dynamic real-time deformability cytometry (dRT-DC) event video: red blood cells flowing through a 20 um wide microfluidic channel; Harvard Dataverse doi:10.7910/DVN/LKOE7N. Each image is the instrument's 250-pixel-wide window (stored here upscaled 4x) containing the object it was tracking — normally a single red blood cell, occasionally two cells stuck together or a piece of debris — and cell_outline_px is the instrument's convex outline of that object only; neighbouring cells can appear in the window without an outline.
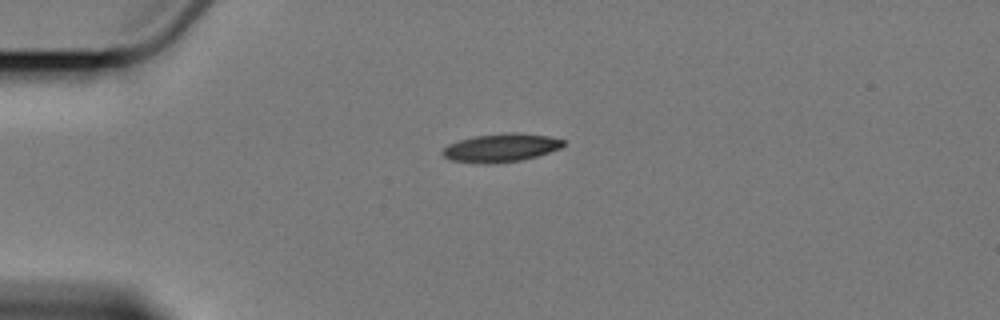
{"species": "Egyptian fruit bat (a non-hibernating species)", "species_latin": "Rousettus aegyptiacus", "temperature_condition": "cold", "stored_images_in_passage": 3, "camera_frame_rate_fps": 3000, "um_per_image_px": 0.085, "animal": {"sex": "female"}, "frame": {"image": 1, "passage_image": 1, "time_ms": 0.0, "image_size_px": [1000, 320], "cell_outline_px": [[564, 144], [560, 148], [536, 156], [520, 160], [484, 164], [452, 160], [444, 156], [440, 152], [448, 144], [460, 140], [476, 136], [508, 132], [516, 132], [548, 136], [564, 140]], "centroid_in_image_um": [42.56, 12.55], "position_along_channel_um": 42.4, "area_um2": 19.65}}
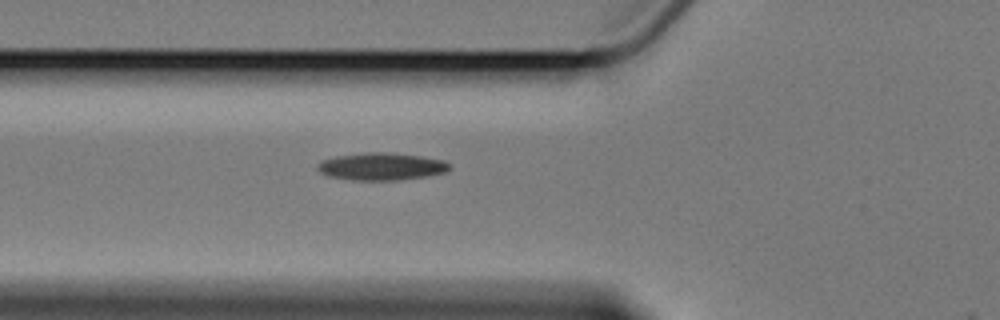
{"frame": {"image": 2, "passage_image": 3, "time_ms": 2.333, "image_size_px": [1000, 320], "cell_outline_px": [[452, 164], [444, 172], [428, 176], [396, 180], [356, 180], [328, 176], [320, 172], [316, 168], [316, 164], [320, 160], [336, 156], [364, 152], [388, 152], [420, 156], [444, 160]], "centroid_in_image_um": [32.38, 14.14], "position_along_channel_um": 93.4, "area_um2": 21.15}}